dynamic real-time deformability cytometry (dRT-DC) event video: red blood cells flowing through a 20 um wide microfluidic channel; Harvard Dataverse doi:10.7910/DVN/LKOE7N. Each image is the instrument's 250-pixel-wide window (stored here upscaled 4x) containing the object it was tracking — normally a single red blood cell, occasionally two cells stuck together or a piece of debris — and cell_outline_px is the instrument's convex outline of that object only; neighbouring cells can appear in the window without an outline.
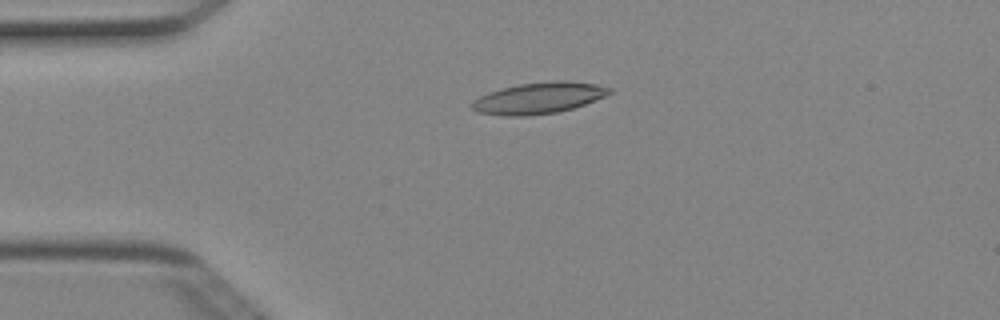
{"species": "Egyptian fruit bat (a non-hibernating species)", "species_latin": "Rousettus aegyptiacus", "temperature_condition": "cold", "stored_images_in_passage": 9, "camera_frame_rate_fps": 3000, "um_per_image_px": 0.085, "animal": {"sex": "female"}, "frame": {"image": 1, "passage_image": 4, "time_ms": 1.0, "image_size_px": [1000, 320], "cell_outline_px": [[612, 92], [604, 96], [584, 104], [572, 108], [556, 112], [524, 116], [504, 116], [476, 112], [468, 104], [472, 100], [488, 92], [500, 88], [516, 84], [552, 80], [568, 80], [596, 84], [612, 88]], "centroid_in_image_um": [45.73, 8.32], "position_along_channel_um": 39.3, "area_um2": 25.32}}
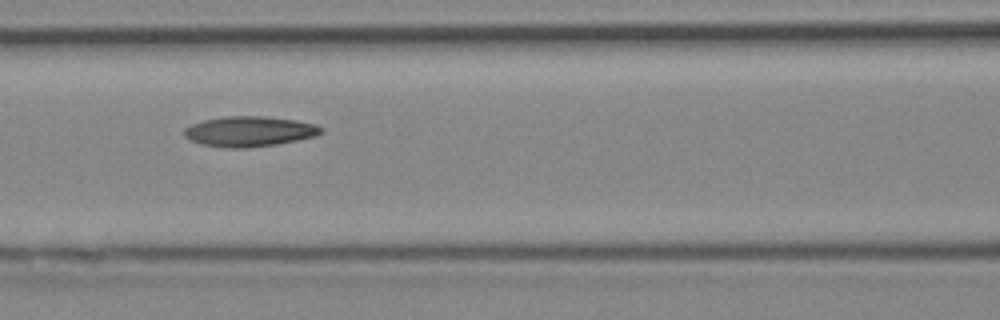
{"frame": {"image": 2, "passage_image": 7, "time_ms": 2.0, "image_size_px": [1000, 320], "cell_outline_px": [[324, 132], [316, 136], [276, 144], [248, 148], [228, 148], [200, 144], [188, 140], [184, 136], [184, 128], [192, 124], [204, 120], [224, 116], [264, 116], [296, 120], [316, 124], [324, 128]], "centroid_in_image_um": [21.2, 11.17], "position_along_channel_um": 145.4, "area_um2": 24.33}}
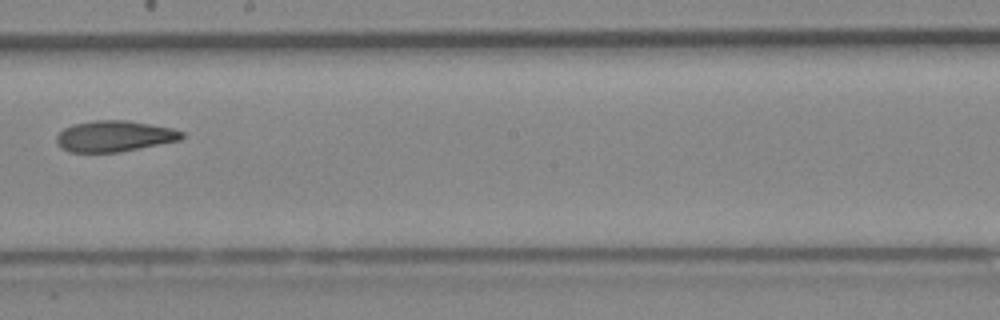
{"frame": {"image": 3, "passage_image": 9, "time_ms": 2.667, "image_size_px": [1000, 320], "cell_outline_px": [[184, 136], [180, 140], [120, 152], [68, 152], [60, 148], [56, 140], [56, 136], [64, 128], [72, 124], [92, 120], [124, 120], [172, 128], [184, 132]], "centroid_in_image_um": [9.69, 11.58], "position_along_channel_um": 238.5, "area_um2": 22.66}}